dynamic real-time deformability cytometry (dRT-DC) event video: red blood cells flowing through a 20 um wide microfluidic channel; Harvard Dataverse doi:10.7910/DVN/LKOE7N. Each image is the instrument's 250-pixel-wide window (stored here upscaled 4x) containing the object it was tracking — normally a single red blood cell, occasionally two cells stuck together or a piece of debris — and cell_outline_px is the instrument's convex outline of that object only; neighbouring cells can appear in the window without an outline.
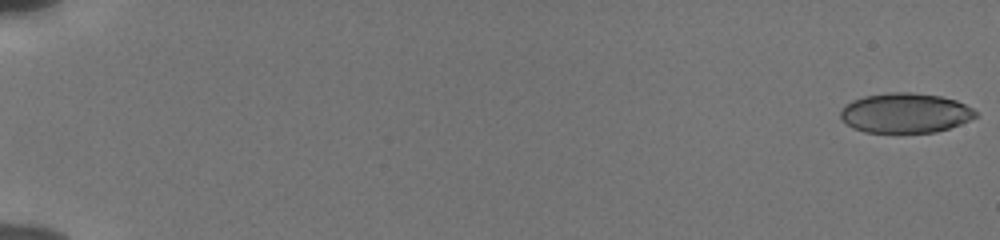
{"species": "human", "species_latin": "Homo sapiens", "temperature_condition": "cold", "stored_images_in_passage": 55, "camera_frame_rate_fps": 3000, "um_per_image_px": 0.085, "donor": {"sex": "male"}, "frame": {"image": 1, "passage_image": 1, "time_ms": 0.0, "image_size_px": [1000, 240], "cell_outline_px": [[976, 116], [960, 124], [936, 132], [864, 132], [852, 128], [840, 116], [840, 112], [852, 100], [864, 96], [892, 92], [908, 92], [940, 96], [956, 100], [972, 108], [976, 112]], "centroid_in_image_um": [76.94, 9.6], "position_along_channel_um": 8.1, "area_um2": 30.98}}
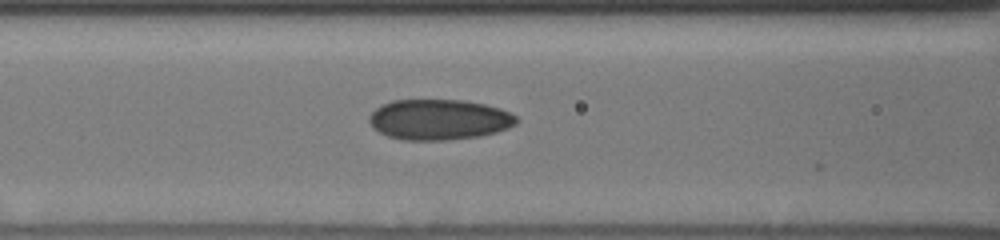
{"frame": {"image": 2, "passage_image": 26, "time_ms": 8.333, "image_size_px": [1000, 240], "cell_outline_px": [[520, 120], [516, 124], [508, 128], [496, 132], [480, 136], [448, 140], [400, 140], [388, 136], [372, 128], [368, 120], [368, 116], [380, 104], [392, 100], [464, 100], [484, 104], [500, 108], [516, 116]], "centroid_in_image_um": [37.3, 10.16], "position_along_channel_um": 129.3, "area_um2": 35.08}}
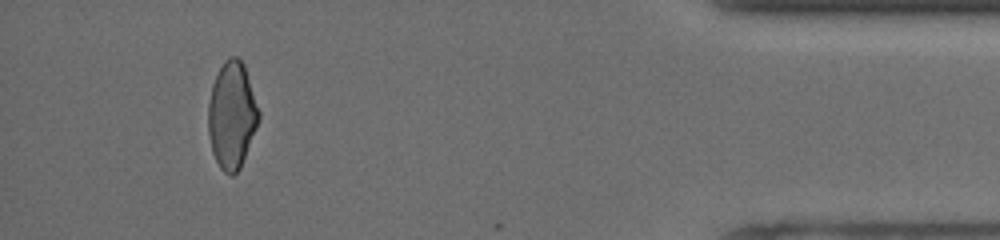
{"frame": {"image": 3, "passage_image": 52, "time_ms": 17.0, "image_size_px": [1000, 240], "cell_outline_px": [[260, 116], [240, 168], [232, 176], [224, 172], [220, 168], [212, 152], [208, 132], [208, 104], [212, 84], [224, 60], [228, 56], [236, 56], [244, 64], [260, 112]], "centroid_in_image_um": [19.69, 9.78], "position_along_channel_um": 415.5, "area_um2": 31.27}, "authors_computed_cell_mechanics": {"area_um2": 33.1194, "velocity_mm_per_s": 3.8647, "shape_relaxation_time_tau1_ms": 9.9849, "shape_relaxation_time_tau2_ms": 1.4873, "deformation_change_tau1": 0.1953, "deformation_change_tau2": 0.0698}}